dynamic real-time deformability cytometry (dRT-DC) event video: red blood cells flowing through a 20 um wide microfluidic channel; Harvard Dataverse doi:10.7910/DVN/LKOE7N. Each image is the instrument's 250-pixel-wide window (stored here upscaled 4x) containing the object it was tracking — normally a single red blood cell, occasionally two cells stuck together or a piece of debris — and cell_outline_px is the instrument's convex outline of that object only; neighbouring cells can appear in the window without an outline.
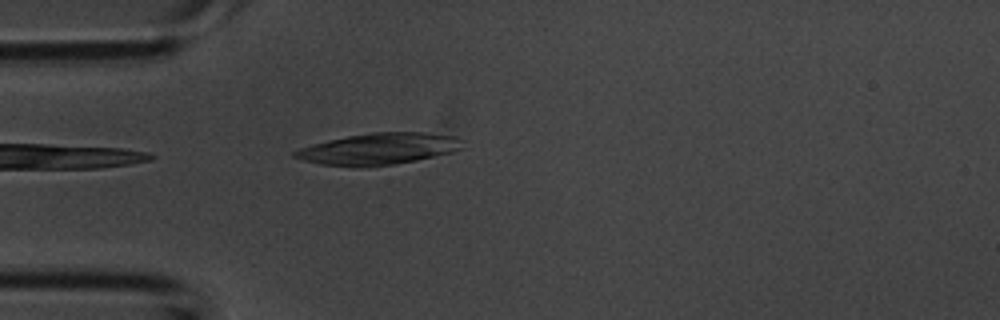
{"species": "common noctule bat (a hibernating species)", "species_latin": "Nyctalus noctula", "temperature_condition": "room temperature", "stored_images_in_passage": 2, "camera_frame_rate_fps": 3000, "um_per_image_px": 0.085, "animal": {"sex": "male", "body_mass_g": 20.1, "forearm_length_mm": 53.5}, "frame": {"image": 1, "passage_image": 2, "time_ms": 0.333, "image_size_px": [1000, 320], "cell_outline_px": [[464, 148], [452, 152], [416, 160], [392, 164], [360, 168], [320, 164], [304, 160], [292, 156], [292, 152], [300, 148], [312, 144], [348, 136], [372, 132], [424, 132], [456, 136], [464, 140]], "centroid_in_image_um": [32.22, 12.65], "position_along_channel_um": 52.8, "area_um2": 30.92}}